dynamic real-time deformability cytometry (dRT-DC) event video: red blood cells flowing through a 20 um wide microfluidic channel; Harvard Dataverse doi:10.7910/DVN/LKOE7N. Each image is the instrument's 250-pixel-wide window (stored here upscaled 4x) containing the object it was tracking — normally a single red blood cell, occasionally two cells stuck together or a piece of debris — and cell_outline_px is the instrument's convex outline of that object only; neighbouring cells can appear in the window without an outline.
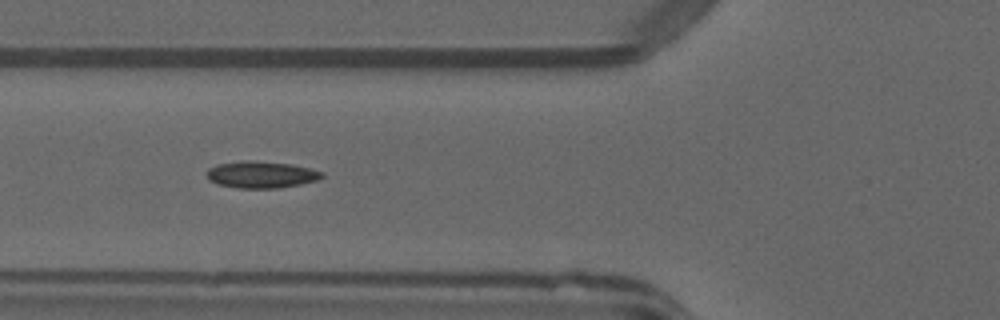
{"species": "common noctule bat (a hibernating species)", "species_latin": "Nyctalus noctula", "temperature_condition": "warm", "stored_images_in_passage": 33, "camera_frame_rate_fps": 3000, "um_per_image_px": 0.085, "animal": {"sex": "male", "forearm_length_mm": 52.5}, "frame": {"image": 1, "passage_image": 6, "time_ms": 1.667, "image_size_px": [1000, 320], "cell_outline_px": [[324, 176], [316, 180], [300, 184], [280, 188], [236, 188], [216, 184], [208, 180], [208, 168], [216, 164], [292, 164], [324, 172]], "centroid_in_image_um": [22.23, 14.91], "position_along_channel_um": 103.6, "area_um2": 16.88}}
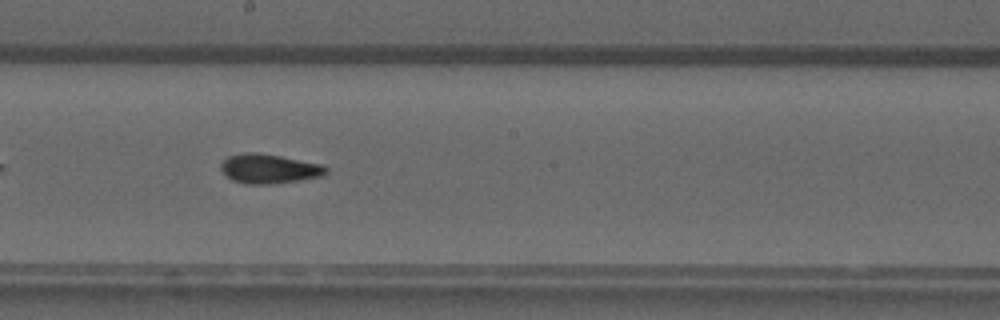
{"frame": {"image": 2, "passage_image": 15, "time_ms": 4.667, "image_size_px": [1000, 320], "cell_outline_px": [[328, 172], [320, 176], [296, 180], [268, 184], [248, 184], [232, 180], [220, 168], [220, 164], [228, 156], [244, 152], [260, 152], [324, 164], [328, 168]], "centroid_in_image_um": [22.88, 14.32], "position_along_channel_um": 225.3, "area_um2": 17.98}, "authors_computed_cell_mechanics": {"area_um2": 17.34, "velocity_mm_per_s": 4.0579, "shape_relaxation_time_tau1_ms": null, "shape_relaxation_time_tau2_ms": 2.694, "deformation_change_tau1": null, "deformation_change_tau2": 0.102}}